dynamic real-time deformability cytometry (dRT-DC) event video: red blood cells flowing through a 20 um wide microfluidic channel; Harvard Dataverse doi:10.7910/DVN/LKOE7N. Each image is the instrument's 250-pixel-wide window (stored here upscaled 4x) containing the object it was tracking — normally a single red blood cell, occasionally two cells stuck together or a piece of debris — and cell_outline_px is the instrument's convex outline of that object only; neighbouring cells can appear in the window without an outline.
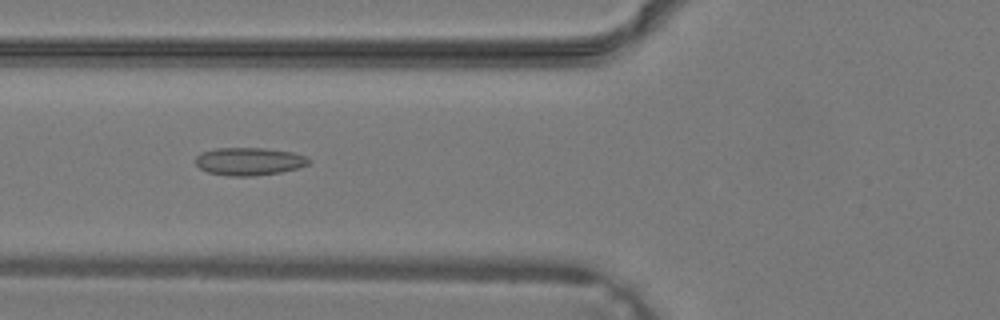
{"species": "common noctule bat (a hibernating species)", "species_latin": "Nyctalus noctula", "temperature_condition": "warm", "stored_images_in_passage": 39, "camera_frame_rate_fps": 3000, "um_per_image_px": 0.085, "animal": {"sex": "male", "body_mass_g": 19.2, "forearm_length_mm": 51.8}, "frame": {"image": 1, "passage_image": 16, "time_ms": 5.0, "image_size_px": [1000, 320], "cell_outline_px": [[312, 160], [308, 164], [300, 168], [280, 172], [252, 176], [228, 176], [208, 172], [200, 168], [196, 164], [196, 156], [204, 152], [216, 148], [264, 148], [292, 152], [304, 156]], "centroid_in_image_um": [21.19, 13.72], "position_along_channel_um": 104.6, "area_um2": 18.26}}
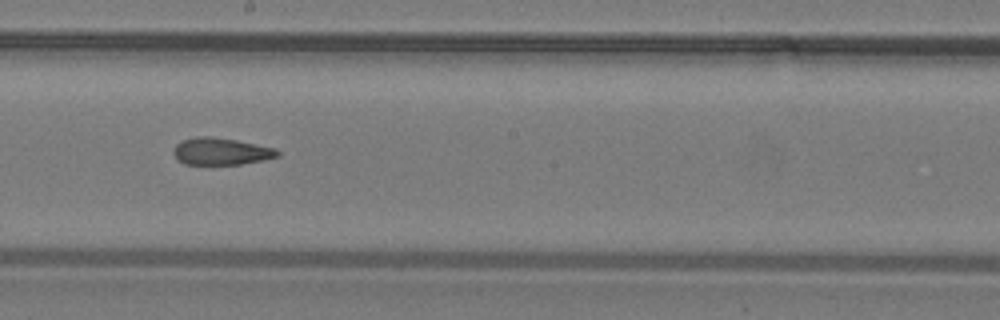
{"frame": {"image": 2, "passage_image": 23, "time_ms": 7.333, "image_size_px": [1000, 320], "cell_outline_px": [[280, 156], [264, 160], [240, 164], [184, 164], [176, 160], [172, 152], [172, 148], [176, 144], [184, 140], [196, 136], [212, 136], [236, 140], [276, 148], [280, 152]], "centroid_in_image_um": [18.77, 12.87], "position_along_channel_um": 229.4, "area_um2": 16.59}}
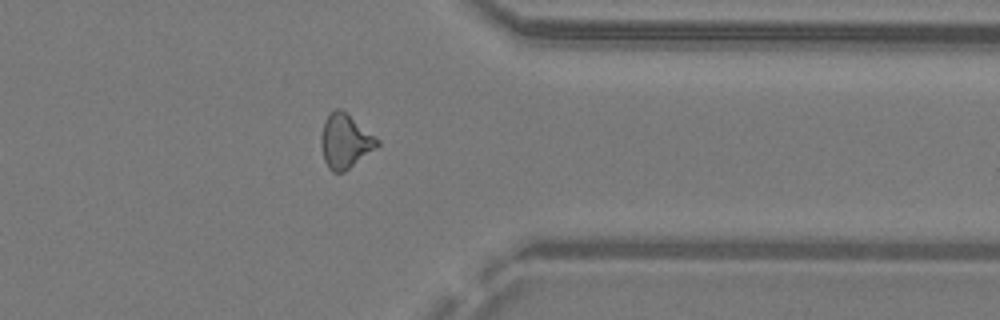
{"frame": {"image": 3, "passage_image": 32, "time_ms": 10.333, "image_size_px": [1000, 320], "cell_outline_px": [[380, 144], [376, 148], [344, 172], [332, 172], [328, 168], [324, 160], [320, 144], [320, 136], [324, 120], [336, 108], [340, 108], [380, 140]], "centroid_in_image_um": [29.32, 12.02], "position_along_channel_um": 382.1, "area_um2": 17.63}}